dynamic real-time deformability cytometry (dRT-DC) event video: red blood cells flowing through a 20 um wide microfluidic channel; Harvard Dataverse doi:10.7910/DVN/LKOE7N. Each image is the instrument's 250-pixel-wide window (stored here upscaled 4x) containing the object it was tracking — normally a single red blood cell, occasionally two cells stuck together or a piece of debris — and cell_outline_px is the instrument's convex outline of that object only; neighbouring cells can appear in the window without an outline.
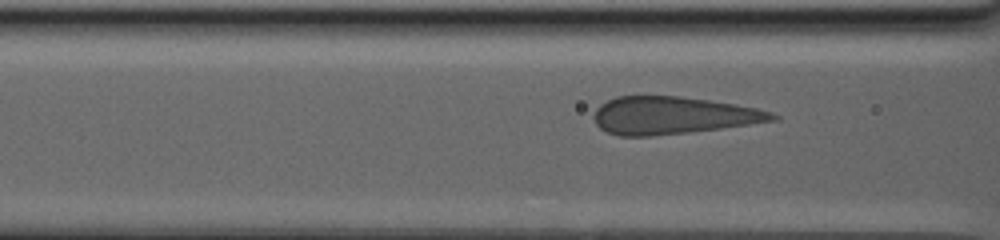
{"species": "human", "species_latin": "Homo sapiens", "temperature_condition": "warm", "stored_images_in_passage": 43, "camera_frame_rate_fps": 3000, "um_per_image_px": 0.085, "donor": {"sex": "male"}, "frame": {"image": 1, "passage_image": 31, "time_ms": 6.667, "image_size_px": [1000, 240], "cell_outline_px": [[780, 120], [720, 128], [648, 136], [620, 136], [608, 132], [600, 128], [596, 124], [592, 116], [596, 108], [600, 104], [616, 96], [680, 96], [708, 100], [756, 108], [772, 112], [780, 116]], "centroid_in_image_um": [57.17, 9.8], "position_along_channel_um": 109.4, "area_um2": 38.73}}
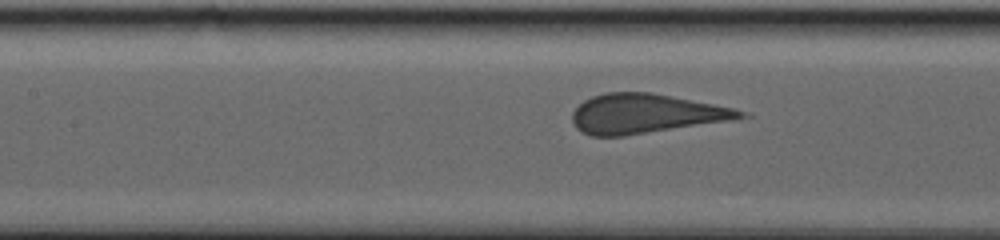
{"frame": {"image": 2, "passage_image": 38, "time_ms": 8.333, "image_size_px": [1000, 240], "cell_outline_px": [[752, 116], [736, 120], [624, 136], [592, 136], [576, 128], [572, 120], [572, 112], [584, 100], [592, 96], [604, 92], [652, 92], [736, 108]], "centroid_in_image_um": [54.93, 9.66], "position_along_channel_um": 152.5, "area_um2": 38.96}}